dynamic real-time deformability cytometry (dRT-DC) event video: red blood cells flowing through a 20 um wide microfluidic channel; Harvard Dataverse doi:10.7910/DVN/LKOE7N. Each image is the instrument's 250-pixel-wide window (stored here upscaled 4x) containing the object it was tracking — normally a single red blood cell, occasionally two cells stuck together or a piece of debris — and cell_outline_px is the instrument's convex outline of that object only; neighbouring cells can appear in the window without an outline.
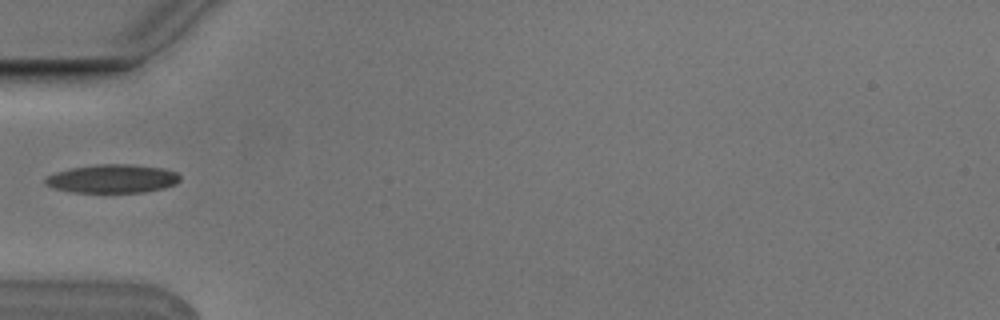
{"species": "Egyptian fruit bat (a non-hibernating species)", "species_latin": "Rousettus aegyptiacus", "temperature_condition": "cold", "stored_images_in_passage": 1, "camera_frame_rate_fps": 3000, "um_per_image_px": 0.085, "animal": {"sex": "male"}, "frame": {"image": 1, "passage_image": 1, "time_ms": 0.0, "image_size_px": [1000, 320], "cell_outline_px": [[180, 180], [176, 184], [164, 188], [144, 192], [72, 192], [52, 188], [44, 184], [44, 180], [48, 176], [56, 172], [72, 168], [96, 164], [132, 164], [164, 168], [176, 172], [180, 176]], "centroid_in_image_um": [9.57, 15.19], "position_along_channel_um": 75.4, "area_um2": 22.48}}